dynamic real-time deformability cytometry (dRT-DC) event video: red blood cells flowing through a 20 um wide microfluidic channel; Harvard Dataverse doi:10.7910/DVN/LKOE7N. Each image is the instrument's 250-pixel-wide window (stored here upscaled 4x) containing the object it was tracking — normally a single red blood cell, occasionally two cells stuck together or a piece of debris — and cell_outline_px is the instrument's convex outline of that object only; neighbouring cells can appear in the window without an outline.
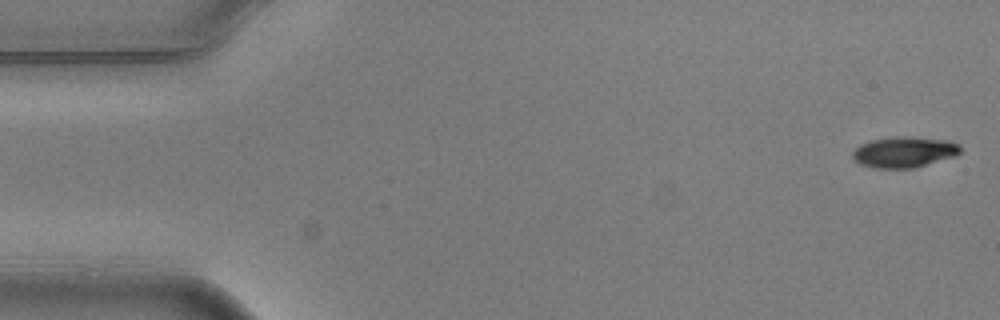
{"species": "common noctule bat (a hibernating species)", "species_latin": "Nyctalus noctula", "temperature_condition": "warm", "stored_images_in_passage": 4, "camera_frame_rate_fps": 3000, "um_per_image_px": 0.085, "animal": {"sex": "male", "body_mass_g": 20.5, "forearm_length_mm": 52.5}, "frame": {"image": 1, "passage_image": 1, "time_ms": 0.0, "image_size_px": [1000, 320], "cell_outline_px": [[960, 152], [956, 156], [912, 168], [876, 168], [860, 164], [852, 156], [852, 152], [860, 144], [872, 140], [896, 136], [908, 136], [948, 140], [960, 144]], "centroid_in_image_um": [76.87, 12.91], "position_along_channel_um": 8.1, "area_um2": 19.31}}